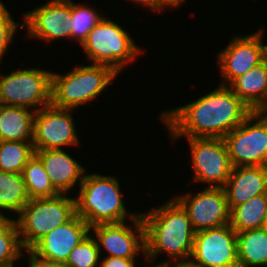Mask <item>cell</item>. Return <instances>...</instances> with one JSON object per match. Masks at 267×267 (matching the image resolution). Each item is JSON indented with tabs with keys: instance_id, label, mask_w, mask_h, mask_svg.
Segmentation results:
<instances>
[{
	"instance_id": "d4e9b609",
	"label": "cell",
	"mask_w": 267,
	"mask_h": 267,
	"mask_svg": "<svg viewBox=\"0 0 267 267\" xmlns=\"http://www.w3.org/2000/svg\"><path fill=\"white\" fill-rule=\"evenodd\" d=\"M25 251L14 219L0 216V267H14V261Z\"/></svg>"
},
{
	"instance_id": "603a6c76",
	"label": "cell",
	"mask_w": 267,
	"mask_h": 267,
	"mask_svg": "<svg viewBox=\"0 0 267 267\" xmlns=\"http://www.w3.org/2000/svg\"><path fill=\"white\" fill-rule=\"evenodd\" d=\"M29 200L22 174L0 171V216L1 210L19 213Z\"/></svg>"
},
{
	"instance_id": "1f68e13d",
	"label": "cell",
	"mask_w": 267,
	"mask_h": 267,
	"mask_svg": "<svg viewBox=\"0 0 267 267\" xmlns=\"http://www.w3.org/2000/svg\"><path fill=\"white\" fill-rule=\"evenodd\" d=\"M135 1L136 3H141L145 6L150 7L154 11H162L164 7L169 6L171 7L165 0H130Z\"/></svg>"
},
{
	"instance_id": "8fae6325",
	"label": "cell",
	"mask_w": 267,
	"mask_h": 267,
	"mask_svg": "<svg viewBox=\"0 0 267 267\" xmlns=\"http://www.w3.org/2000/svg\"><path fill=\"white\" fill-rule=\"evenodd\" d=\"M52 104L36 111L34 116V150L61 149L79 143L71 111Z\"/></svg>"
},
{
	"instance_id": "44dd1931",
	"label": "cell",
	"mask_w": 267,
	"mask_h": 267,
	"mask_svg": "<svg viewBox=\"0 0 267 267\" xmlns=\"http://www.w3.org/2000/svg\"><path fill=\"white\" fill-rule=\"evenodd\" d=\"M239 267L267 266V229H249L237 232Z\"/></svg>"
},
{
	"instance_id": "6da1fadb",
	"label": "cell",
	"mask_w": 267,
	"mask_h": 267,
	"mask_svg": "<svg viewBox=\"0 0 267 267\" xmlns=\"http://www.w3.org/2000/svg\"><path fill=\"white\" fill-rule=\"evenodd\" d=\"M252 111L223 81L194 102L161 114L173 139L224 138Z\"/></svg>"
},
{
	"instance_id": "484cf974",
	"label": "cell",
	"mask_w": 267,
	"mask_h": 267,
	"mask_svg": "<svg viewBox=\"0 0 267 267\" xmlns=\"http://www.w3.org/2000/svg\"><path fill=\"white\" fill-rule=\"evenodd\" d=\"M34 154L32 142L0 141V171L22 173Z\"/></svg>"
},
{
	"instance_id": "cb8c5ba5",
	"label": "cell",
	"mask_w": 267,
	"mask_h": 267,
	"mask_svg": "<svg viewBox=\"0 0 267 267\" xmlns=\"http://www.w3.org/2000/svg\"><path fill=\"white\" fill-rule=\"evenodd\" d=\"M30 199L53 197L60 194L51 183L41 160L34 154L22 171Z\"/></svg>"
},
{
	"instance_id": "9c48e42d",
	"label": "cell",
	"mask_w": 267,
	"mask_h": 267,
	"mask_svg": "<svg viewBox=\"0 0 267 267\" xmlns=\"http://www.w3.org/2000/svg\"><path fill=\"white\" fill-rule=\"evenodd\" d=\"M189 263L195 267H239L237 232L230 224L195 232Z\"/></svg>"
},
{
	"instance_id": "ffe728a7",
	"label": "cell",
	"mask_w": 267,
	"mask_h": 267,
	"mask_svg": "<svg viewBox=\"0 0 267 267\" xmlns=\"http://www.w3.org/2000/svg\"><path fill=\"white\" fill-rule=\"evenodd\" d=\"M35 111L0 104V141L32 142Z\"/></svg>"
},
{
	"instance_id": "7a4b0ae2",
	"label": "cell",
	"mask_w": 267,
	"mask_h": 267,
	"mask_svg": "<svg viewBox=\"0 0 267 267\" xmlns=\"http://www.w3.org/2000/svg\"><path fill=\"white\" fill-rule=\"evenodd\" d=\"M145 227V258L153 261L161 252L172 263H188L193 251L195 231L187 212L174 199L147 213H141Z\"/></svg>"
},
{
	"instance_id": "4316f807",
	"label": "cell",
	"mask_w": 267,
	"mask_h": 267,
	"mask_svg": "<svg viewBox=\"0 0 267 267\" xmlns=\"http://www.w3.org/2000/svg\"><path fill=\"white\" fill-rule=\"evenodd\" d=\"M102 19L94 8L86 5H76L72 2L71 40L77 38L80 44L87 38L89 32Z\"/></svg>"
},
{
	"instance_id": "7402d4cb",
	"label": "cell",
	"mask_w": 267,
	"mask_h": 267,
	"mask_svg": "<svg viewBox=\"0 0 267 267\" xmlns=\"http://www.w3.org/2000/svg\"><path fill=\"white\" fill-rule=\"evenodd\" d=\"M267 222V193L252 197L230 211V226L241 232L264 228Z\"/></svg>"
},
{
	"instance_id": "4dcf8cb0",
	"label": "cell",
	"mask_w": 267,
	"mask_h": 267,
	"mask_svg": "<svg viewBox=\"0 0 267 267\" xmlns=\"http://www.w3.org/2000/svg\"><path fill=\"white\" fill-rule=\"evenodd\" d=\"M29 267H69L65 262L28 259Z\"/></svg>"
},
{
	"instance_id": "5bb4252c",
	"label": "cell",
	"mask_w": 267,
	"mask_h": 267,
	"mask_svg": "<svg viewBox=\"0 0 267 267\" xmlns=\"http://www.w3.org/2000/svg\"><path fill=\"white\" fill-rule=\"evenodd\" d=\"M262 34L263 29L251 35L235 36L224 50H220L217 63L227 85L264 61Z\"/></svg>"
},
{
	"instance_id": "e575fe53",
	"label": "cell",
	"mask_w": 267,
	"mask_h": 267,
	"mask_svg": "<svg viewBox=\"0 0 267 267\" xmlns=\"http://www.w3.org/2000/svg\"><path fill=\"white\" fill-rule=\"evenodd\" d=\"M264 61L267 64V45H264Z\"/></svg>"
},
{
	"instance_id": "2e32d148",
	"label": "cell",
	"mask_w": 267,
	"mask_h": 267,
	"mask_svg": "<svg viewBox=\"0 0 267 267\" xmlns=\"http://www.w3.org/2000/svg\"><path fill=\"white\" fill-rule=\"evenodd\" d=\"M91 231L89 225L75 215L67 223L61 224L41 238L28 252L29 259L66 262L70 252Z\"/></svg>"
},
{
	"instance_id": "30bf717a",
	"label": "cell",
	"mask_w": 267,
	"mask_h": 267,
	"mask_svg": "<svg viewBox=\"0 0 267 267\" xmlns=\"http://www.w3.org/2000/svg\"><path fill=\"white\" fill-rule=\"evenodd\" d=\"M195 181L224 187L232 171L224 138H189Z\"/></svg>"
},
{
	"instance_id": "4fadbf2b",
	"label": "cell",
	"mask_w": 267,
	"mask_h": 267,
	"mask_svg": "<svg viewBox=\"0 0 267 267\" xmlns=\"http://www.w3.org/2000/svg\"><path fill=\"white\" fill-rule=\"evenodd\" d=\"M131 221L136 232L124 222L98 224L91 227L97 237L95 239L99 252H102L101 246H103L109 253L108 257L135 259L140 251L145 255V227L141 213Z\"/></svg>"
},
{
	"instance_id": "d6986e66",
	"label": "cell",
	"mask_w": 267,
	"mask_h": 267,
	"mask_svg": "<svg viewBox=\"0 0 267 267\" xmlns=\"http://www.w3.org/2000/svg\"><path fill=\"white\" fill-rule=\"evenodd\" d=\"M229 87L251 111L267 108V64L263 61L247 73L237 77Z\"/></svg>"
},
{
	"instance_id": "9a60e30c",
	"label": "cell",
	"mask_w": 267,
	"mask_h": 267,
	"mask_svg": "<svg viewBox=\"0 0 267 267\" xmlns=\"http://www.w3.org/2000/svg\"><path fill=\"white\" fill-rule=\"evenodd\" d=\"M72 0H50L24 15L30 37L47 42L71 39Z\"/></svg>"
},
{
	"instance_id": "7c38bea8",
	"label": "cell",
	"mask_w": 267,
	"mask_h": 267,
	"mask_svg": "<svg viewBox=\"0 0 267 267\" xmlns=\"http://www.w3.org/2000/svg\"><path fill=\"white\" fill-rule=\"evenodd\" d=\"M187 212L195 232L230 224V209L222 187H207L199 193L173 197Z\"/></svg>"
},
{
	"instance_id": "ba28073f",
	"label": "cell",
	"mask_w": 267,
	"mask_h": 267,
	"mask_svg": "<svg viewBox=\"0 0 267 267\" xmlns=\"http://www.w3.org/2000/svg\"><path fill=\"white\" fill-rule=\"evenodd\" d=\"M224 140L232 167L267 166V112L252 111Z\"/></svg>"
},
{
	"instance_id": "d590c367",
	"label": "cell",
	"mask_w": 267,
	"mask_h": 267,
	"mask_svg": "<svg viewBox=\"0 0 267 267\" xmlns=\"http://www.w3.org/2000/svg\"><path fill=\"white\" fill-rule=\"evenodd\" d=\"M151 267V266H150ZM152 267H163V264H161V265H155V266H152Z\"/></svg>"
},
{
	"instance_id": "f1b7e54d",
	"label": "cell",
	"mask_w": 267,
	"mask_h": 267,
	"mask_svg": "<svg viewBox=\"0 0 267 267\" xmlns=\"http://www.w3.org/2000/svg\"><path fill=\"white\" fill-rule=\"evenodd\" d=\"M10 15L8 9L0 0V62L13 40L17 27L20 26L19 23L13 21Z\"/></svg>"
},
{
	"instance_id": "e0dca14e",
	"label": "cell",
	"mask_w": 267,
	"mask_h": 267,
	"mask_svg": "<svg viewBox=\"0 0 267 267\" xmlns=\"http://www.w3.org/2000/svg\"><path fill=\"white\" fill-rule=\"evenodd\" d=\"M223 188L231 211L252 197L267 193V166L233 167Z\"/></svg>"
},
{
	"instance_id": "83f0119b",
	"label": "cell",
	"mask_w": 267,
	"mask_h": 267,
	"mask_svg": "<svg viewBox=\"0 0 267 267\" xmlns=\"http://www.w3.org/2000/svg\"><path fill=\"white\" fill-rule=\"evenodd\" d=\"M97 241L90 233L70 252L66 264L69 267H97L100 264Z\"/></svg>"
},
{
	"instance_id": "277c9868",
	"label": "cell",
	"mask_w": 267,
	"mask_h": 267,
	"mask_svg": "<svg viewBox=\"0 0 267 267\" xmlns=\"http://www.w3.org/2000/svg\"><path fill=\"white\" fill-rule=\"evenodd\" d=\"M111 67L98 64L78 66L66 74L52 73L51 104L74 109L96 99L116 78Z\"/></svg>"
},
{
	"instance_id": "d6a6232c",
	"label": "cell",
	"mask_w": 267,
	"mask_h": 267,
	"mask_svg": "<svg viewBox=\"0 0 267 267\" xmlns=\"http://www.w3.org/2000/svg\"><path fill=\"white\" fill-rule=\"evenodd\" d=\"M163 264V267H171L170 262H164V263H157V265ZM173 267H195L191 265L189 262L188 263H176L175 265H172Z\"/></svg>"
},
{
	"instance_id": "f546056e",
	"label": "cell",
	"mask_w": 267,
	"mask_h": 267,
	"mask_svg": "<svg viewBox=\"0 0 267 267\" xmlns=\"http://www.w3.org/2000/svg\"><path fill=\"white\" fill-rule=\"evenodd\" d=\"M99 267H136V265L135 259L107 256L100 262Z\"/></svg>"
},
{
	"instance_id": "836d02e7",
	"label": "cell",
	"mask_w": 267,
	"mask_h": 267,
	"mask_svg": "<svg viewBox=\"0 0 267 267\" xmlns=\"http://www.w3.org/2000/svg\"><path fill=\"white\" fill-rule=\"evenodd\" d=\"M170 6L177 7L179 6L184 0H165Z\"/></svg>"
},
{
	"instance_id": "ac0fdd59",
	"label": "cell",
	"mask_w": 267,
	"mask_h": 267,
	"mask_svg": "<svg viewBox=\"0 0 267 267\" xmlns=\"http://www.w3.org/2000/svg\"><path fill=\"white\" fill-rule=\"evenodd\" d=\"M35 155L60 194H67L78 180L80 184L83 181L86 169L63 149L36 150Z\"/></svg>"
},
{
	"instance_id": "8992f818",
	"label": "cell",
	"mask_w": 267,
	"mask_h": 267,
	"mask_svg": "<svg viewBox=\"0 0 267 267\" xmlns=\"http://www.w3.org/2000/svg\"><path fill=\"white\" fill-rule=\"evenodd\" d=\"M81 46L93 64L111 67L116 73L141 51L126 30L106 17L94 26Z\"/></svg>"
},
{
	"instance_id": "52a82bcc",
	"label": "cell",
	"mask_w": 267,
	"mask_h": 267,
	"mask_svg": "<svg viewBox=\"0 0 267 267\" xmlns=\"http://www.w3.org/2000/svg\"><path fill=\"white\" fill-rule=\"evenodd\" d=\"M51 88L50 71L29 68L18 69L6 76L0 74V104L32 107L36 112L51 104Z\"/></svg>"
},
{
	"instance_id": "5b68a950",
	"label": "cell",
	"mask_w": 267,
	"mask_h": 267,
	"mask_svg": "<svg viewBox=\"0 0 267 267\" xmlns=\"http://www.w3.org/2000/svg\"><path fill=\"white\" fill-rule=\"evenodd\" d=\"M16 224L23 248L29 251L41 238L76 215L75 198L58 194L30 199L18 213Z\"/></svg>"
},
{
	"instance_id": "3957f363",
	"label": "cell",
	"mask_w": 267,
	"mask_h": 267,
	"mask_svg": "<svg viewBox=\"0 0 267 267\" xmlns=\"http://www.w3.org/2000/svg\"><path fill=\"white\" fill-rule=\"evenodd\" d=\"M79 186V195L75 198L76 214L90 228L98 224L125 222L126 217L132 220L139 215L127 214L116 177L85 174Z\"/></svg>"
}]
</instances>
